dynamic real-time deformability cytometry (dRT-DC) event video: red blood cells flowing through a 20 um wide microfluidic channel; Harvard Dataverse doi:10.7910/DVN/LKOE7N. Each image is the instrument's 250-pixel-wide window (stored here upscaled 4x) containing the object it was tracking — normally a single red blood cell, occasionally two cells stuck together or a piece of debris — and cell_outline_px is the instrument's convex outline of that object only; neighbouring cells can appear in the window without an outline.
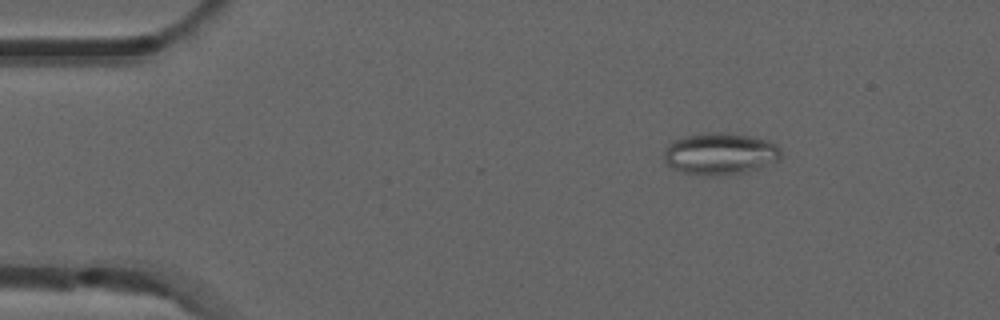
{"species": "common noctule bat (a hibernating species)", "species_latin": "Nyctalus noctula", "temperature_condition": "room temperature", "stored_images_in_passage": 6, "camera_frame_rate_fps": 3000, "um_per_image_px": 0.085, "animal": {"sex": "male", "forearm_length_mm": 52.5}, "frame": {"image": 1, "passage_image": 3, "time_ms": 0.667, "image_size_px": [1000, 320], "cell_outline_px": [[780, 160], [760, 168], [748, 172], [716, 176], [704, 176], [684, 172], [672, 168], [664, 160], [664, 152], [668, 144], [672, 140], [684, 136], [708, 132], [728, 132], [768, 140], [776, 144], [780, 148]], "centroid_in_image_um": [61.21, 13.07], "position_along_channel_um": 23.8, "area_um2": 28.9}}